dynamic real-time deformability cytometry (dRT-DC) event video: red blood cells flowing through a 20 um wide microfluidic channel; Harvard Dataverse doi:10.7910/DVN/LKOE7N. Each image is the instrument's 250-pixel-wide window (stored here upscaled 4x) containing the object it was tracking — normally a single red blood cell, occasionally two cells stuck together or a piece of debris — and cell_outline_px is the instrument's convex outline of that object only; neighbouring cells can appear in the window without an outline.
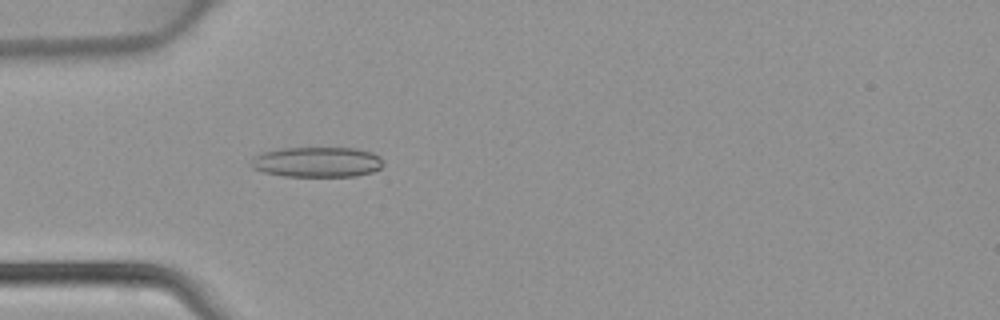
{"species": "common noctule bat (a hibernating species)", "species_latin": "Nyctalus noctula", "temperature_condition": "warm", "stored_images_in_passage": 3, "camera_frame_rate_fps": 3000, "um_per_image_px": 0.085, "animal": {"sex": "female", "body_mass_g": 22.7, "forearm_length_mm": 54.2}, "frame": {"image": 1, "passage_image": 3, "time_ms": 0.667, "image_size_px": [1000, 320], "cell_outline_px": [[384, 164], [380, 168], [372, 172], [356, 176], [284, 176], [264, 172], [252, 168], [248, 164], [252, 156], [260, 152], [280, 148], [356, 148], [372, 152], [380, 156]], "centroid_in_image_um": [26.91, 13.76], "position_along_channel_um": 58.1, "area_um2": 23.64}}